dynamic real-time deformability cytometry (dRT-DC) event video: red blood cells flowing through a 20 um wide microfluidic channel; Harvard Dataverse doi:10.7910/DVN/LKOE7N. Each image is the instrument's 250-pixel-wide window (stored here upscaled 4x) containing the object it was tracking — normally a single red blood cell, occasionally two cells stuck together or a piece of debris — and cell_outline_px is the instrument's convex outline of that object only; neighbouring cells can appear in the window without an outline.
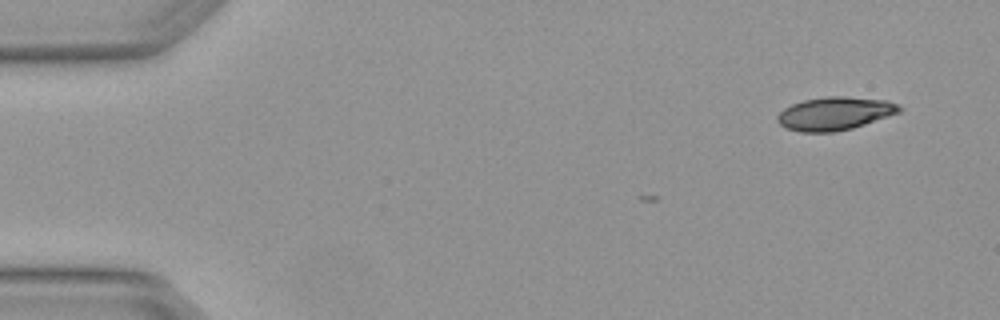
{"species": "Egyptian fruit bat (a non-hibernating species)", "species_latin": "Rousettus aegyptiacus", "temperature_condition": "warm", "stored_images_in_passage": 5, "camera_frame_rate_fps": 3000, "um_per_image_px": 0.085, "animal": {"sex": "female"}, "frame": {"image": 1, "passage_image": 1, "time_ms": 0.0, "image_size_px": [1000, 320], "cell_outline_px": [[904, 108], [900, 112], [852, 128], [836, 132], [800, 132], [784, 128], [776, 120], [776, 116], [784, 108], [792, 104], [804, 100], [828, 96], [844, 96], [888, 100], [900, 104]], "centroid_in_image_um": [70.96, 9.65], "position_along_channel_um": 14.0, "area_um2": 23.76}}
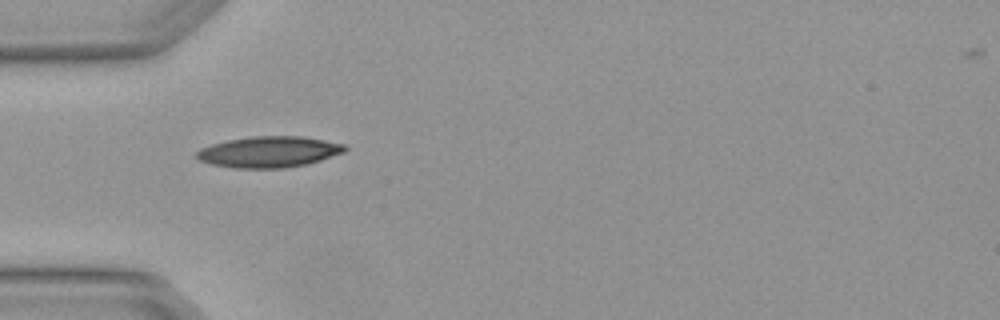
{"frame": {"image": 2, "passage_image": 4, "time_ms": 1.0, "image_size_px": [1000, 320], "cell_outline_px": [[348, 148], [344, 152], [308, 164], [284, 168], [232, 168], [208, 164], [200, 160], [196, 156], [196, 152], [200, 148], [212, 144], [228, 140], [252, 136], [304, 136], [344, 144]], "centroid_in_image_um": [22.85, 12.91], "position_along_channel_um": 62.2, "area_um2": 26.93}}
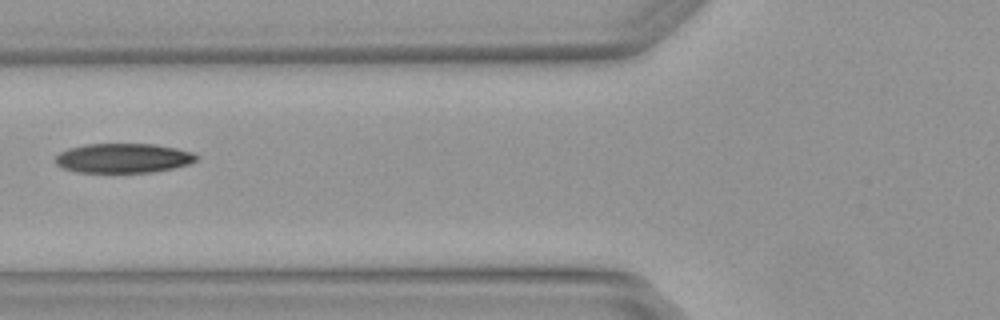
{"frame": {"image": 3, "passage_image": 5, "time_ms": 1.333, "image_size_px": [1000, 320], "cell_outline_px": [[200, 156], [196, 160], [188, 164], [172, 168], [152, 172], [76, 172], [60, 168], [56, 164], [56, 156], [60, 152], [68, 148], [88, 144], [152, 144], [176, 148], [192, 152]], "centroid_in_image_um": [10.46, 13.44], "position_along_channel_um": 115.3, "area_um2": 24.22}}